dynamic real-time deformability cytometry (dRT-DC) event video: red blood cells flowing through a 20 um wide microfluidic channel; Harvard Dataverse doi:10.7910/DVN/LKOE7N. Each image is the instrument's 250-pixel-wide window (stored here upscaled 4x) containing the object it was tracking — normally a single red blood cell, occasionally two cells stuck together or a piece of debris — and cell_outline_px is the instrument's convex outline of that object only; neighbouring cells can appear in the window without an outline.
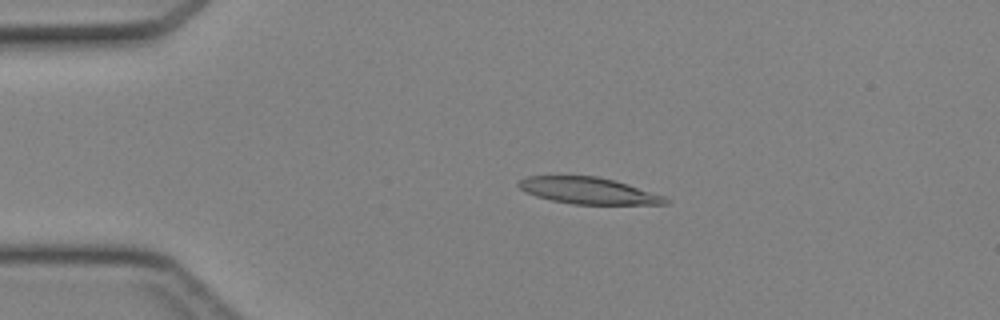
{"species": "Egyptian fruit bat (a non-hibernating species)", "species_latin": "Rousettus aegyptiacus", "temperature_condition": "cold", "stored_images_in_passage": 45, "camera_frame_rate_fps": 3000, "um_per_image_px": 0.085, "animal": {"sex": "female"}, "frame": {"image": 1, "passage_image": 9, "time_ms": 2.667, "image_size_px": [1000, 320], "cell_outline_px": [[668, 204], [572, 204], [552, 200], [536, 196], [524, 192], [516, 184], [520, 180], [528, 176], [596, 176], [628, 184], [664, 196], [668, 200]], "centroid_in_image_um": [49.98, 16.21], "position_along_channel_um": 35.0, "area_um2": 22.48}}
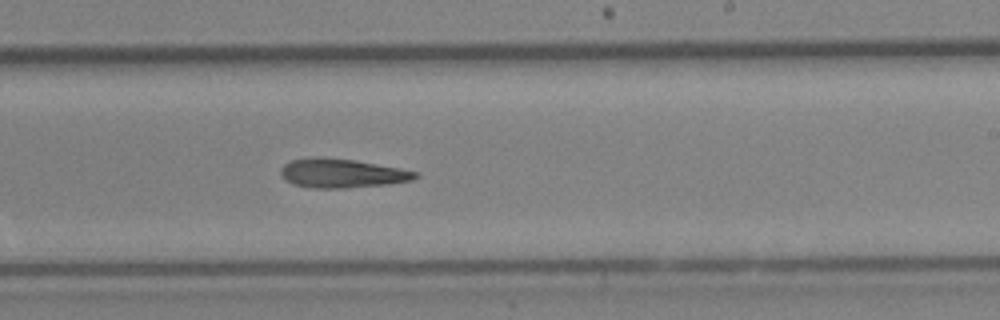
{"frame": {"image": 2, "passage_image": 27, "time_ms": 8.667, "image_size_px": [1000, 320], "cell_outline_px": [[420, 176], [412, 180], [388, 184], [344, 188], [312, 188], [292, 184], [284, 180], [280, 172], [280, 168], [288, 160], [352, 160], [400, 168], [420, 172]], "centroid_in_image_um": [29.11, 14.78], "position_along_channel_um": 259.9, "area_um2": 22.02}}
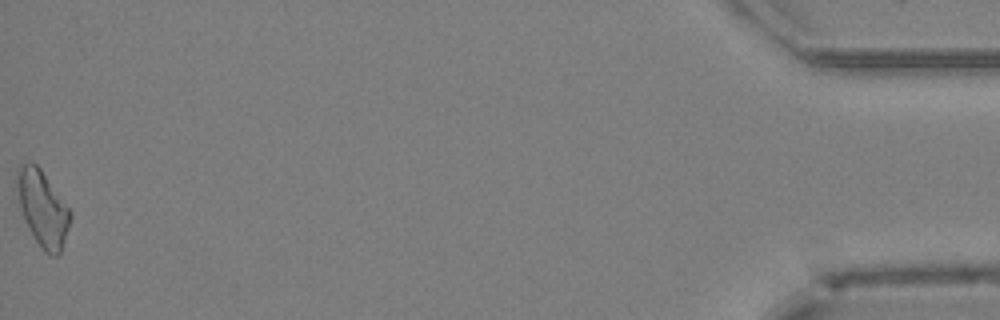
{"frame": {"image": 3, "passage_image": 45, "time_ms": 14.667, "image_size_px": [1000, 320], "cell_outline_px": [[72, 216], [60, 252], [56, 256], [48, 256], [44, 252], [28, 228], [20, 212], [12, 180], [16, 168], [28, 160], [36, 164], [40, 168], [72, 212]], "centroid_in_image_um": [3.54, 17.65], "position_along_channel_um": 431.7, "area_um2": 24.22}}